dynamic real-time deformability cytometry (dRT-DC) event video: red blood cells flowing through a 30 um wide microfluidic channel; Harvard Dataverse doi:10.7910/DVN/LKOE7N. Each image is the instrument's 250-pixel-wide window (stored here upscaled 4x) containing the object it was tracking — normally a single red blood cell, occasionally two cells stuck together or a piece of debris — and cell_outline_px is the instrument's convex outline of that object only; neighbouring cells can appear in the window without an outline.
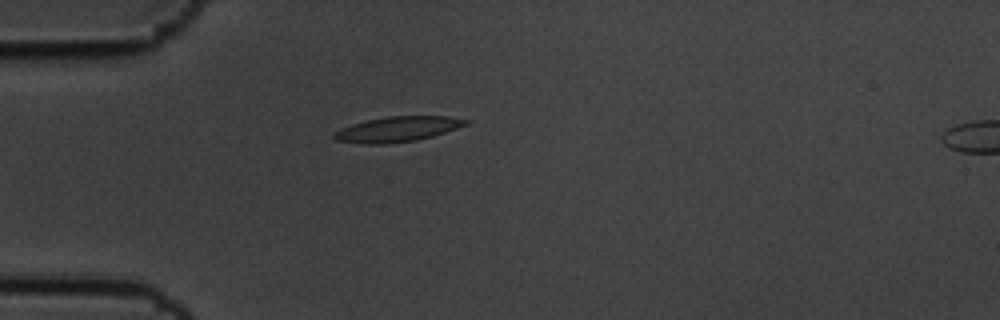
{"species": "common noctule bat (a hibernating species)", "species_latin": "Nyctalus noctula", "temperature_condition": "cold", "stored_images_in_passage": 2, "camera_frame_rate_fps": 3000, "um_per_image_px": 0.085, "animal": {"sex": "male", "body_mass_g": 19.5, "forearm_length_mm": 54.6}, "frame": {"image": 1, "passage_image": 1, "time_ms": 0.0, "image_size_px": [1000, 320], "cell_outline_px": [[472, 120], [468, 124], [432, 136], [416, 140], [388, 144], [360, 144], [336, 140], [332, 136], [332, 132], [340, 128], [352, 124], [368, 120], [388, 116], [448, 116]], "centroid_in_image_um": [33.76, 10.98], "position_along_channel_um": 51.2, "area_um2": 19.42}}